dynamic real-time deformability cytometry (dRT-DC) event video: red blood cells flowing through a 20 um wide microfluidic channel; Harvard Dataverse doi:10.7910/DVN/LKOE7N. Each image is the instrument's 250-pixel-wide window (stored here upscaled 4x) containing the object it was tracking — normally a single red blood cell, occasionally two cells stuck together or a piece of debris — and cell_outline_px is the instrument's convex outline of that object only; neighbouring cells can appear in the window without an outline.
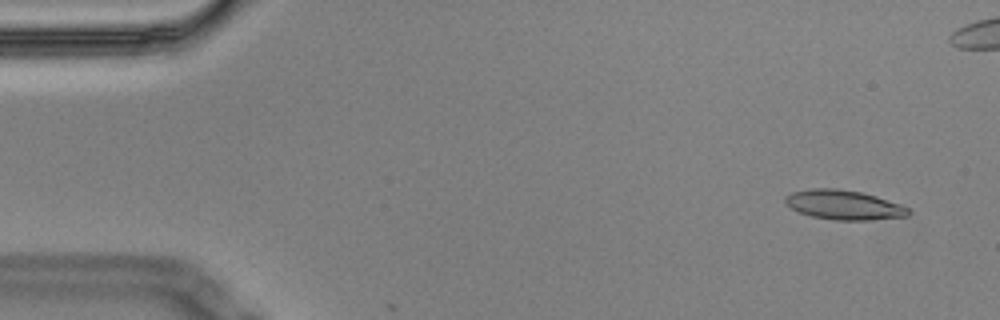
{"species": "Egyptian fruit bat (a non-hibernating species)", "species_latin": "Rousettus aegyptiacus", "temperature_condition": "cold", "stored_images_in_passage": 5, "camera_frame_rate_fps": 3000, "um_per_image_px": 0.085, "animal": {"sex": "male"}, "frame": {"image": 1, "passage_image": 2, "time_ms": 0.333, "image_size_px": [1000, 320], "cell_outline_px": [[912, 212], [908, 216], [872, 220], [836, 220], [812, 216], [800, 212], [784, 204], [784, 196], [792, 192], [812, 188], [836, 188], [860, 192], [876, 196], [900, 204], [908, 208]], "centroid_in_image_um": [71.72, 17.41], "position_along_channel_um": 13.3, "area_um2": 21.21}}